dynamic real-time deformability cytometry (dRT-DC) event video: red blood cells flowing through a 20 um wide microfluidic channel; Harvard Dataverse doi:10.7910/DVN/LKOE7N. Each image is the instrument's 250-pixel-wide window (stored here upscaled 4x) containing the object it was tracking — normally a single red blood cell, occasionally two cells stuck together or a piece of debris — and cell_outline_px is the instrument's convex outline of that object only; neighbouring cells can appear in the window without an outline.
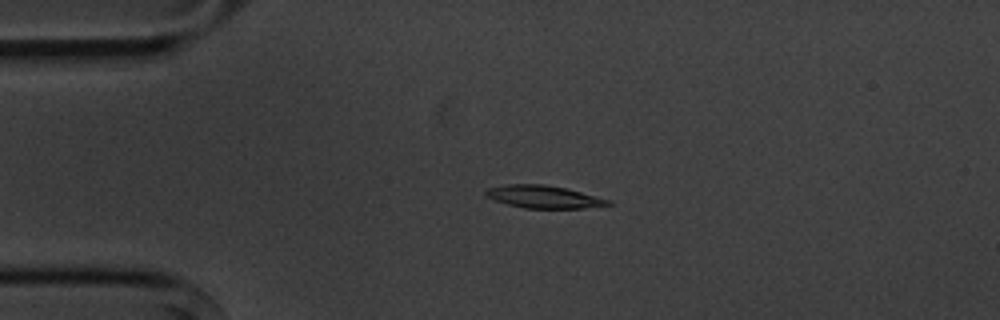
{"species": "common noctule bat (a hibernating species)", "species_latin": "Nyctalus noctula", "temperature_condition": "cold", "stored_images_in_passage": 5, "camera_frame_rate_fps": 3000, "um_per_image_px": 0.085, "animal": {"sex": "male", "body_mass_g": 20.1, "forearm_length_mm": 53.5}, "frame": {"image": 1, "passage_image": 3, "time_ms": 2.333, "image_size_px": [1000, 320], "cell_outline_px": [[612, 204], [584, 208], [524, 208], [508, 204], [484, 196], [484, 192], [488, 188], [508, 184], [544, 184], [564, 188], [612, 200]], "centroid_in_image_um": [46.2, 16.73], "position_along_channel_um": 38.8, "area_um2": 15.95}}
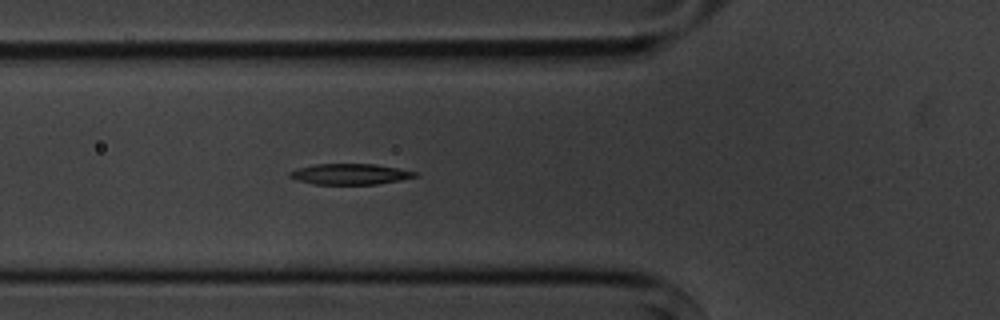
{"frame": {"image": 2, "passage_image": 5, "time_ms": 4.667, "image_size_px": [1000, 320], "cell_outline_px": [[420, 176], [400, 180], [376, 184], [312, 184], [296, 180], [288, 176], [288, 172], [296, 168], [312, 164], [376, 164], [420, 172]], "centroid_in_image_um": [29.76, 14.79], "position_along_channel_um": 96.0, "area_um2": 15.43}}